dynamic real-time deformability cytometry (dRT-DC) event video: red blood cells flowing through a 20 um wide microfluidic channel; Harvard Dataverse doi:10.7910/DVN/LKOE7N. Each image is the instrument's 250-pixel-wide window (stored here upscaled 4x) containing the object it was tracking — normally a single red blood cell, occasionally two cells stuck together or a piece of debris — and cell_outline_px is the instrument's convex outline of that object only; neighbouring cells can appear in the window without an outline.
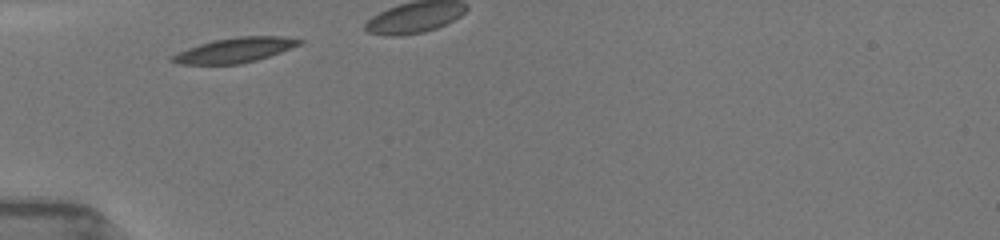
{"species": "common noctule bat (a hibernating species)", "species_latin": "Nyctalus noctula", "temperature_condition": "room temperature", "stored_images_in_passage": 37, "camera_frame_rate_fps": 3000, "um_per_image_px": 0.085, "animal": {"sex": "female", "body_mass_g": 19.5, "forearm_length_mm": 54.1}, "frame": {"image": 1, "passage_image": 1, "time_ms": 0.0, "image_size_px": [1000, 240], "cell_outline_px": [[304, 40], [300, 44], [280, 52], [256, 60], [240, 64], [180, 64], [168, 60], [172, 56], [188, 48], [212, 40], [236, 36], [280, 36]], "centroid_in_image_um": [19.95, 4.25], "position_along_channel_um": 65.1, "area_um2": 18.21}}
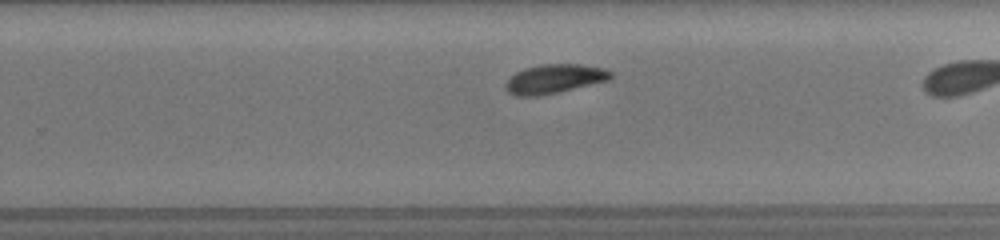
{"frame": {"image": 2, "passage_image": 26, "time_ms": 5.667, "image_size_px": [1000, 240], "cell_outline_px": [[612, 76], [608, 80], [560, 92], [536, 96], [516, 96], [508, 92], [504, 84], [516, 72], [524, 68], [540, 64], [580, 64], [604, 68], [612, 72]], "centroid_in_image_um": [47.12, 6.7], "position_along_channel_um": 282.7, "area_um2": 17.8}}